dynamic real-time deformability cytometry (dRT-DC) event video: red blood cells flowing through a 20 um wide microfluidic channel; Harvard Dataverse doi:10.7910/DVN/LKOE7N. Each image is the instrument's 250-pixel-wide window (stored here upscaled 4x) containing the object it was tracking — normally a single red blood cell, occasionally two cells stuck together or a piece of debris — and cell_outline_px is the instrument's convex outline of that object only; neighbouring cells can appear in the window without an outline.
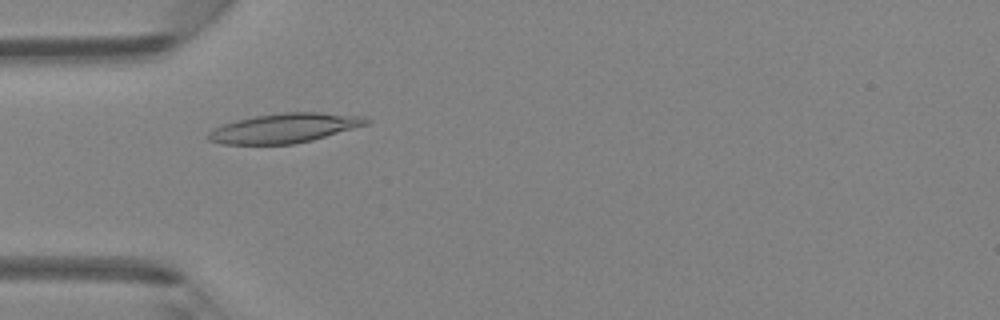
{"species": "Egyptian fruit bat (a non-hibernating species)", "species_latin": "Rousettus aegyptiacus", "temperature_condition": "room temperature", "stored_images_in_passage": 5, "camera_frame_rate_fps": 3000, "um_per_image_px": 0.085, "animal": {"sex": "female"}, "frame": {"image": 1, "passage_image": 2, "time_ms": 1.333, "image_size_px": [1000, 320], "cell_outline_px": [[372, 120], [368, 124], [312, 140], [292, 144], [220, 144], [208, 140], [208, 132], [212, 128], [236, 120], [256, 116], [284, 112], [320, 112], [364, 116]], "centroid_in_image_um": [24.18, 10.88], "position_along_channel_um": 60.8, "area_um2": 27.11}}
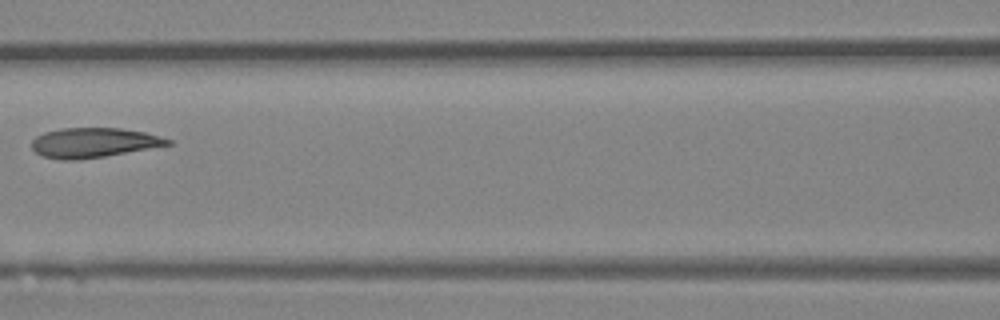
{"frame": {"image": 2, "passage_image": 4, "time_ms": 3.667, "image_size_px": [1000, 320], "cell_outline_px": [[172, 144], [104, 156], [76, 160], [60, 160], [40, 156], [32, 148], [32, 140], [36, 136], [44, 132], [60, 128], [120, 128], [144, 132], [172, 140]], "centroid_in_image_um": [7.9, 12.13], "position_along_channel_um": 158.7, "area_um2": 23.47}}
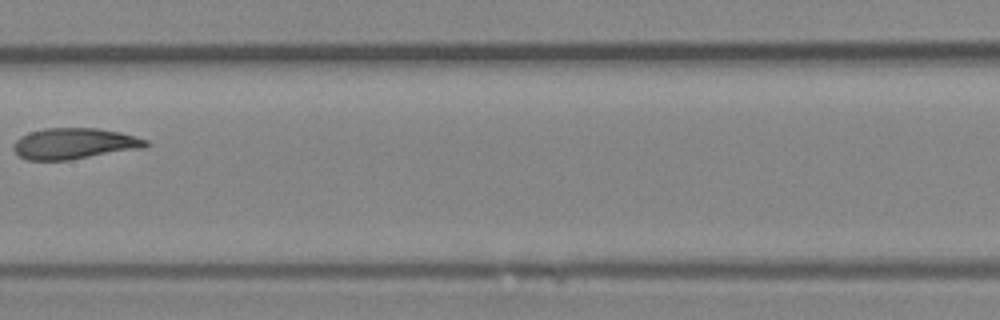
{"frame": {"image": 3, "passage_image": 5, "time_ms": 4.667, "image_size_px": [1000, 320], "cell_outline_px": [[148, 144], [144, 148], [68, 160], [28, 160], [20, 156], [12, 148], [12, 144], [20, 136], [44, 128], [100, 128], [120, 132], [148, 140]], "centroid_in_image_um": [6.31, 12.2], "position_along_channel_um": 201.1, "area_um2": 23.87}}